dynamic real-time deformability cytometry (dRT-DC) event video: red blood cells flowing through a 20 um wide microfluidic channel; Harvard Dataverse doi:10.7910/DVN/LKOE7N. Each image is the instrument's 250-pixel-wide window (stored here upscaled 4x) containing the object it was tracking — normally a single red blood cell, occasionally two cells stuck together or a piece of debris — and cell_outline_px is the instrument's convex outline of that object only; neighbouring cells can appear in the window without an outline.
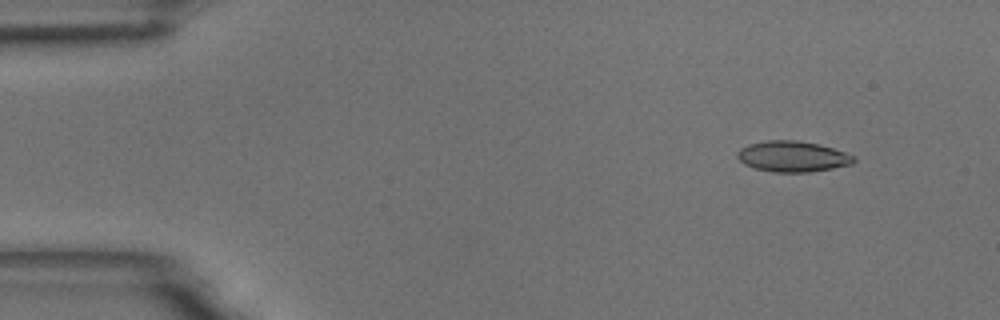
{"species": "common noctule bat (a hibernating species)", "species_latin": "Nyctalus noctula", "temperature_condition": "room temperature", "stored_images_in_passage": 4, "camera_frame_rate_fps": 3000, "um_per_image_px": 0.085, "animal": {"sex": "male", "body_mass_g": 18.8}, "frame": {"image": 1, "passage_image": 1, "time_ms": 0.0, "image_size_px": [1000, 320], "cell_outline_px": [[856, 160], [852, 164], [832, 168], [808, 172], [776, 172], [756, 168], [744, 164], [736, 156], [736, 152], [740, 148], [748, 144], [768, 140], [796, 140], [820, 144], [856, 156]], "centroid_in_image_um": [67.37, 13.29], "position_along_channel_um": 17.6, "area_um2": 20.87}}
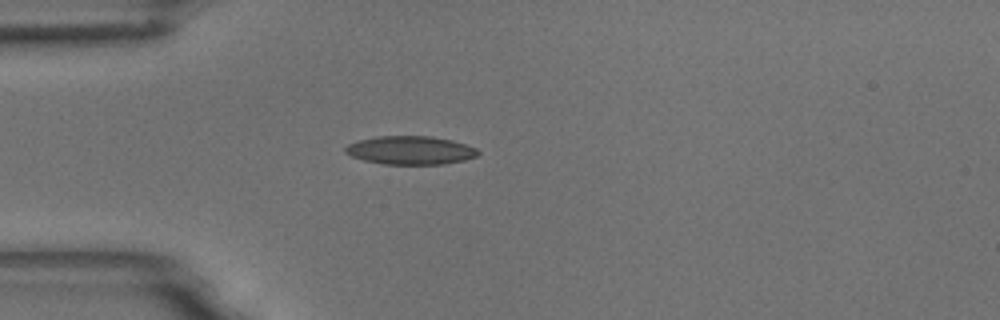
{"frame": {"image": 2, "passage_image": 4, "time_ms": 1.0, "image_size_px": [1000, 320], "cell_outline_px": [[480, 152], [476, 156], [464, 160], [444, 164], [384, 164], [364, 160], [352, 156], [344, 152], [344, 148], [348, 144], [360, 140], [376, 136], [432, 136], [452, 140], [476, 148]], "centroid_in_image_um": [34.88, 12.77], "position_along_channel_um": 50.1, "area_um2": 21.91}}